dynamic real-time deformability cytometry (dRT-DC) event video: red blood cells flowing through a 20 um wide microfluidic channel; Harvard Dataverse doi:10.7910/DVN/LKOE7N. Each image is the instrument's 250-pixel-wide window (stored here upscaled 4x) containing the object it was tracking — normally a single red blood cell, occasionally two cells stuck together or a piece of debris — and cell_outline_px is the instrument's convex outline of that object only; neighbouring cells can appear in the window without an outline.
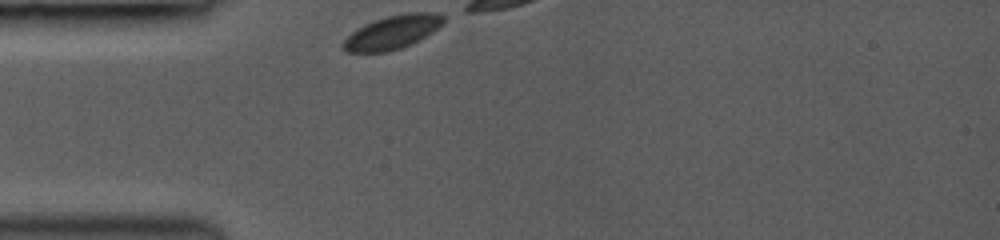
{"species": "common noctule bat (a hibernating species)", "species_latin": "Nyctalus noctula", "temperature_condition": "room temperature", "stored_images_in_passage": 6, "camera_frame_rate_fps": 3000, "um_per_image_px": 0.085, "animal": {"sex": "female", "body_mass_g": 19.0, "forearm_length_mm": 53.3}, "frame": {"image": 1, "passage_image": 1, "time_ms": 0.0, "image_size_px": [1000, 240], "cell_outline_px": [[444, 20], [432, 32], [420, 40], [412, 44], [388, 52], [348, 52], [340, 48], [340, 44], [352, 32], [364, 24], [388, 16], [408, 12], [440, 12], [444, 16]], "centroid_in_image_um": [33.34, 2.74], "position_along_channel_um": 51.7, "area_um2": 19.65}}